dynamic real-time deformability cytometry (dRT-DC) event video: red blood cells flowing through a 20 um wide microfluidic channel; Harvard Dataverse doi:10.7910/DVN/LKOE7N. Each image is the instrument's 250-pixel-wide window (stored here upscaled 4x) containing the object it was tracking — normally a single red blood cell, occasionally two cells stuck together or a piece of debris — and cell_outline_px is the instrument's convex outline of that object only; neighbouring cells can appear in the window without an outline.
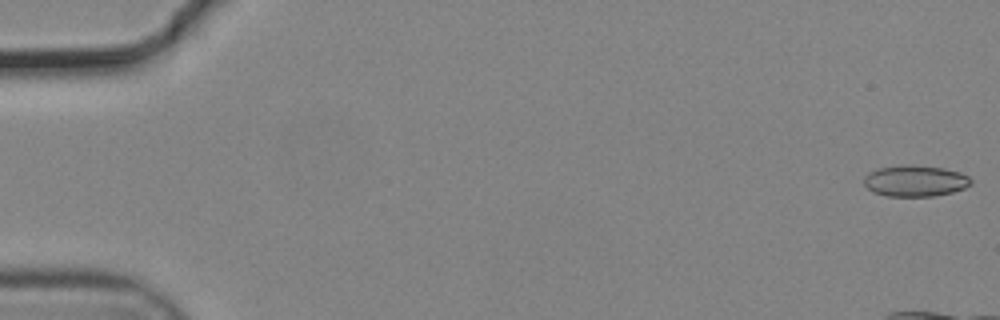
{"species": "common noctule bat (a hibernating species)", "species_latin": "Nyctalus noctula", "temperature_condition": "cold", "stored_images_in_passage": 16, "camera_frame_rate_fps": 3000, "um_per_image_px": 0.085, "animal": {"sex": "male", "body_mass_g": 19.2, "forearm_length_mm": 51.8}, "frame": {"image": 1, "passage_image": 1, "time_ms": 0.0, "image_size_px": [1000, 320], "cell_outline_px": [[972, 184], [964, 188], [952, 192], [936, 196], [888, 196], [872, 192], [864, 184], [864, 176], [868, 172], [876, 168], [904, 164], [912, 164], [944, 168], [960, 172], [968, 176], [972, 180]], "centroid_in_image_um": [77.78, 15.36], "position_along_channel_um": 7.2, "area_um2": 19.77}}